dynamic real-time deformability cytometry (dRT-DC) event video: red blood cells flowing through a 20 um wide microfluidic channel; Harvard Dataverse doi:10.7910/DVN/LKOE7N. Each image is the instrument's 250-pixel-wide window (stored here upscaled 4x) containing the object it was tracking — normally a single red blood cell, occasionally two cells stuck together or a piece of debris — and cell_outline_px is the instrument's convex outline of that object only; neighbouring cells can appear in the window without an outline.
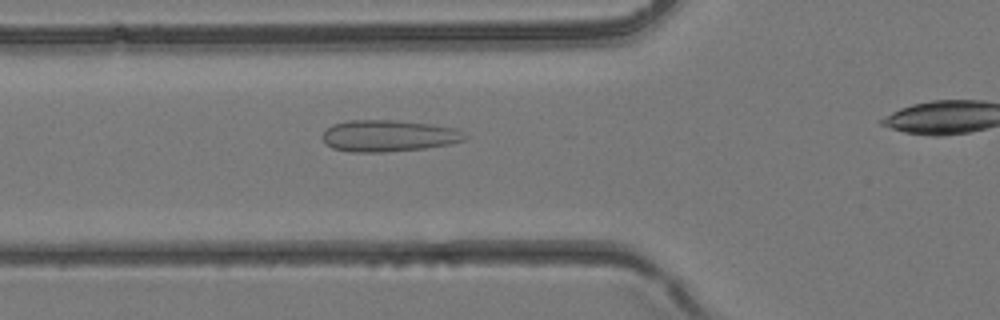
{"species": "common noctule bat (a hibernating species)", "species_latin": "Nyctalus noctula", "temperature_condition": "room temperature", "stored_images_in_passage": 20, "camera_frame_rate_fps": 3000, "um_per_image_px": 0.085, "animal": {"sex": "female", "body_mass_g": 24.6, "forearm_length_mm": 56.2}, "frame": {"image": 1, "passage_image": 2, "time_ms": 0.333, "image_size_px": [1000, 320], "cell_outline_px": [[468, 136], [464, 140], [448, 144], [424, 148], [384, 152], [352, 152], [332, 148], [324, 144], [320, 136], [324, 128], [332, 124], [348, 120], [392, 120], [432, 124], [456, 128], [464, 132]], "centroid_in_image_um": [32.96, 11.54], "position_along_channel_um": 92.8, "area_um2": 26.53}}
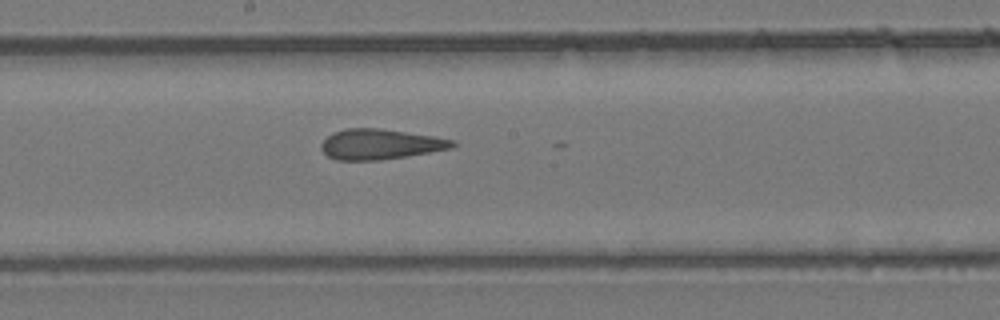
{"frame": {"image": 2, "passage_image": 9, "time_ms": 2.667, "image_size_px": [1000, 320], "cell_outline_px": [[456, 144], [452, 148], [408, 156], [380, 160], [336, 160], [328, 156], [320, 148], [320, 144], [332, 132], [344, 128], [380, 128], [432, 136], [456, 140]], "centroid_in_image_um": [32.3, 12.26], "position_along_channel_um": 215.9, "area_um2": 23.24}}
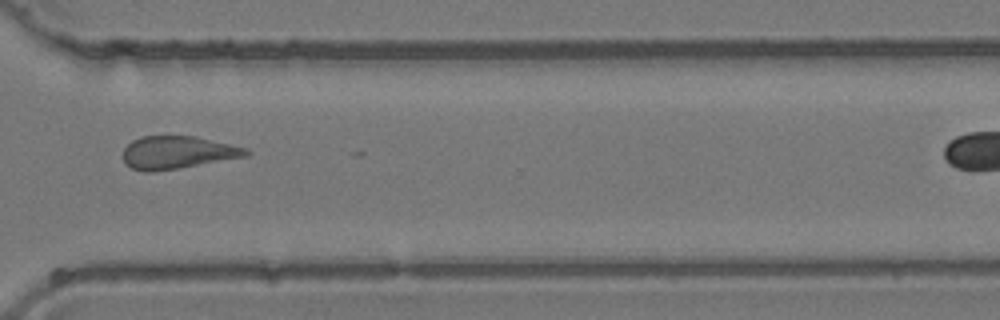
{"frame": {"image": 3, "passage_image": 17, "time_ms": 5.333, "image_size_px": [1000, 320], "cell_outline_px": [[252, 152], [248, 156], [152, 172], [144, 172], [132, 168], [124, 164], [124, 148], [132, 140], [140, 136], [196, 136], [248, 148]], "centroid_in_image_um": [15.09, 12.95], "position_along_channel_um": 355.5, "area_um2": 23.47}}